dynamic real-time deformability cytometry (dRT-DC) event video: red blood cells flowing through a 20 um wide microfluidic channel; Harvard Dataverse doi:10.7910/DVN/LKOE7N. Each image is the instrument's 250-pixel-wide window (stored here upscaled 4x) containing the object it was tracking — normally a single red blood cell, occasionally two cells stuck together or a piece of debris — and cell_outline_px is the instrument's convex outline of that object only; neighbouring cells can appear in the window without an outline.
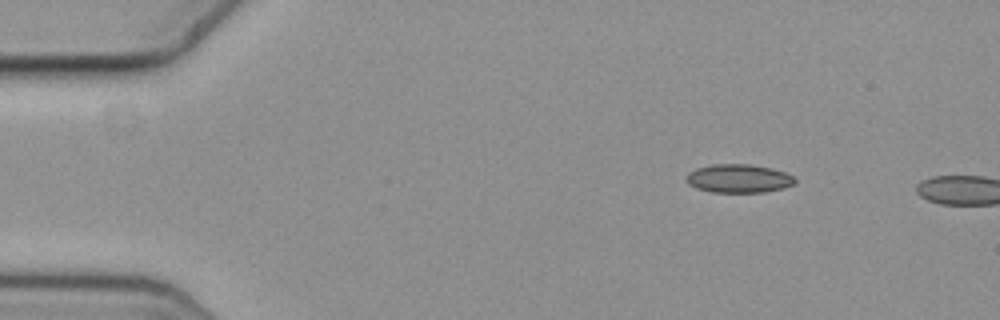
{"species": "common noctule bat (a hibernating species)", "species_latin": "Nyctalus noctula", "temperature_condition": "cold", "stored_images_in_passage": 4, "camera_frame_rate_fps": 3000, "um_per_image_px": 0.085, "animal": {"sex": "female", "body_mass_g": 19.3, "forearm_length_mm": 54.1}, "frame": {"image": 1, "passage_image": 1, "time_ms": 0.0, "image_size_px": [1000, 320], "cell_outline_px": [[796, 180], [792, 184], [784, 188], [764, 192], [712, 192], [696, 188], [688, 184], [684, 176], [688, 172], [696, 168], [712, 164], [748, 164], [772, 168], [784, 172], [792, 176]], "centroid_in_image_um": [62.73, 15.17], "position_along_channel_um": 22.3, "area_um2": 18.09}}